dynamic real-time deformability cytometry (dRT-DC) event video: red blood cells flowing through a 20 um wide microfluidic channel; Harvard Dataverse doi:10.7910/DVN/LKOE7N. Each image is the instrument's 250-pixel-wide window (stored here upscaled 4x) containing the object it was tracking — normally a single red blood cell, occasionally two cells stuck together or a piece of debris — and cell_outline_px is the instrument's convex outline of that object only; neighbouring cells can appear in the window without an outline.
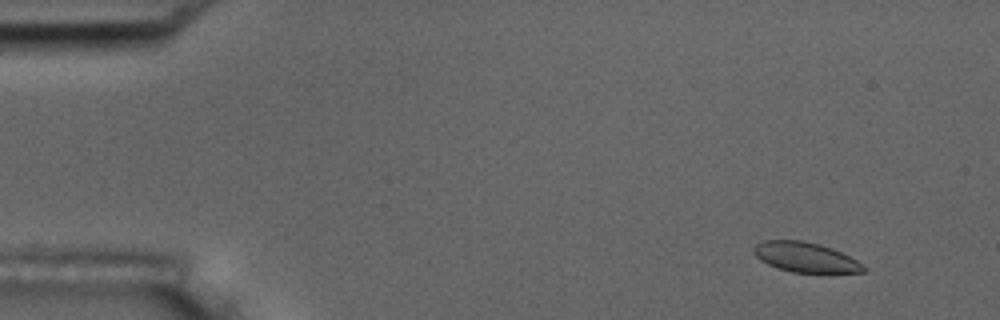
{"species": "common noctule bat (a hibernating species)", "species_latin": "Nyctalus noctula", "temperature_condition": "room temperature", "stored_images_in_passage": 39, "camera_frame_rate_fps": 3000, "um_per_image_px": 0.085, "animal": {"sex": "male", "body_mass_g": 17.5, "forearm_length_mm": 52.3}, "frame": {"image": 1, "passage_image": 6, "time_ms": 1.667, "image_size_px": [1000, 320], "cell_outline_px": [[868, 268], [864, 272], [792, 272], [776, 268], [760, 260], [752, 252], [752, 248], [756, 244], [764, 240], [804, 240], [820, 244], [832, 248], [864, 264]], "centroid_in_image_um": [68.44, 21.85], "position_along_channel_um": 16.6, "area_um2": 19.19}}
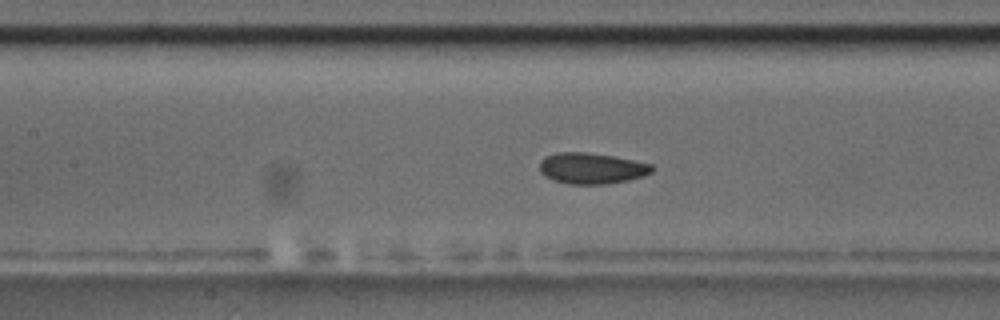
{"frame": {"image": 2, "passage_image": 26, "time_ms": 8.333, "image_size_px": [1000, 320], "cell_outline_px": [[656, 168], [652, 172], [644, 176], [628, 180], [608, 184], [568, 184], [552, 180], [544, 176], [540, 172], [540, 160], [544, 156], [556, 152], [584, 152], [612, 156], [652, 164]], "centroid_in_image_um": [50.27, 14.31], "position_along_channel_um": 157.1, "area_um2": 20.52}}
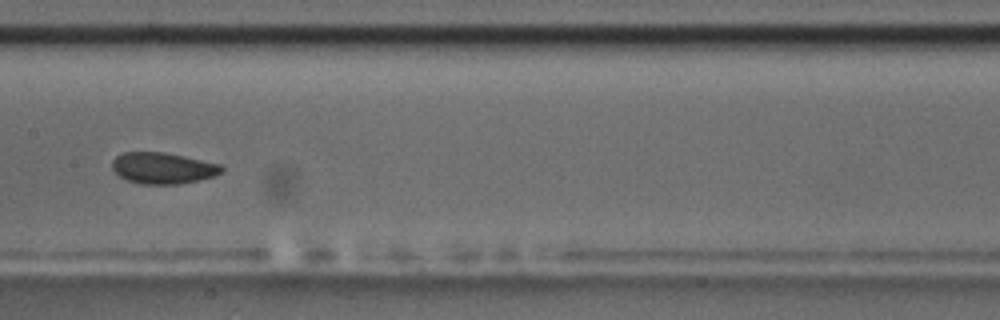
{"frame": {"image": 3, "passage_image": 29, "time_ms": 9.333, "image_size_px": [1000, 320], "cell_outline_px": [[224, 172], [216, 176], [180, 184], [140, 184], [128, 180], [120, 176], [112, 168], [112, 160], [116, 156], [124, 152], [164, 152], [184, 156], [220, 164], [224, 168]], "centroid_in_image_um": [13.87, 14.29], "position_along_channel_um": 193.5, "area_um2": 20.0}}